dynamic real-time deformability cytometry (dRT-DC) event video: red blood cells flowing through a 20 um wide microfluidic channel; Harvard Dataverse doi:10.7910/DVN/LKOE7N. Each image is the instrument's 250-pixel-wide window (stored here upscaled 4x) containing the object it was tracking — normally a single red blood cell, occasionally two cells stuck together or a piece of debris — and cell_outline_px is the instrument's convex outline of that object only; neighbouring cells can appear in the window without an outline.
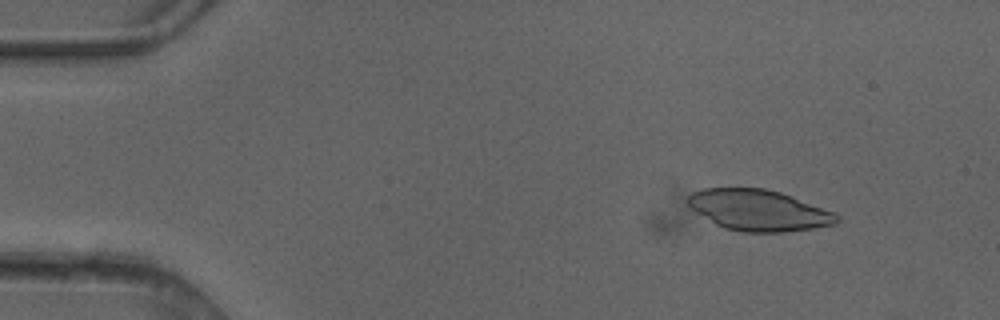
{"species": "common noctule bat (a hibernating species)", "species_latin": "Nyctalus noctula", "temperature_condition": "cold", "stored_images_in_passage": 5, "camera_frame_rate_fps": 3000, "um_per_image_px": 0.085, "animal": {"sex": "female"}, "frame": {"image": 1, "passage_image": 2, "time_ms": 0.333, "image_size_px": [1000, 320], "cell_outline_px": [[840, 220], [836, 224], [812, 228], [784, 232], [744, 232], [724, 228], [716, 224], [696, 212], [688, 204], [688, 196], [692, 192], [704, 188], [764, 188], [780, 192], [792, 196], [836, 212], [840, 216]], "centroid_in_image_um": [64.53, 17.87], "position_along_channel_um": 20.5, "area_um2": 35.6}}